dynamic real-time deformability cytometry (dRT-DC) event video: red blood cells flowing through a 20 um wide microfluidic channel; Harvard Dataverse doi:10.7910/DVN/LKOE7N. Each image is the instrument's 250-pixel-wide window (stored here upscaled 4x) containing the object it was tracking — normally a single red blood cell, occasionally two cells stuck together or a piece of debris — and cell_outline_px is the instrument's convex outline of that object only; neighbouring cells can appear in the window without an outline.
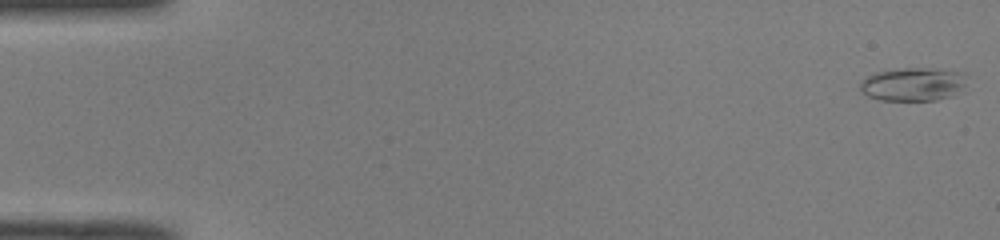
{"species": "common noctule bat (a hibernating species)", "species_latin": "Nyctalus noctula", "temperature_condition": "room temperature", "stored_images_in_passage": 50, "camera_frame_rate_fps": 3000, "um_per_image_px": 0.085, "animal": {"sex": "male", "body_mass_g": 19.0, "forearm_length_mm": 50.8}, "frame": {"image": 1, "passage_image": 1, "time_ms": 0.0, "image_size_px": [1000, 240], "cell_outline_px": [[964, 92], [952, 96], [936, 100], [880, 100], [868, 96], [860, 92], [860, 84], [868, 76], [876, 72], [900, 68], [920, 68], [964, 72]], "centroid_in_image_um": [77.62, 7.18], "position_along_channel_um": 7.4, "area_um2": 20.75}}
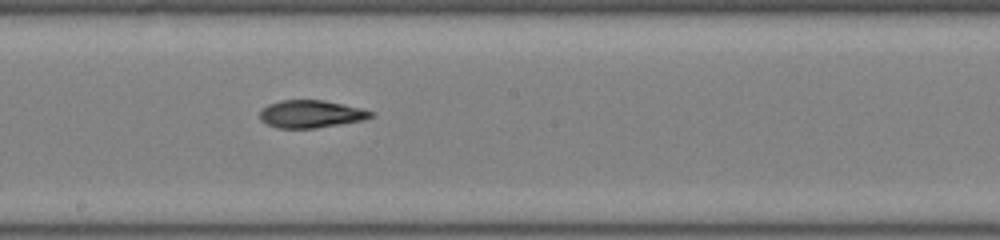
{"frame": {"image": 2, "passage_image": 28, "time_ms": 9.0, "image_size_px": [1000, 240], "cell_outline_px": [[376, 116], [364, 120], [316, 128], [276, 128], [260, 120], [260, 112], [268, 104], [280, 100], [324, 100], [360, 108], [376, 112]], "centroid_in_image_um": [26.47, 9.69], "position_along_channel_um": 221.7, "area_um2": 17.92}}
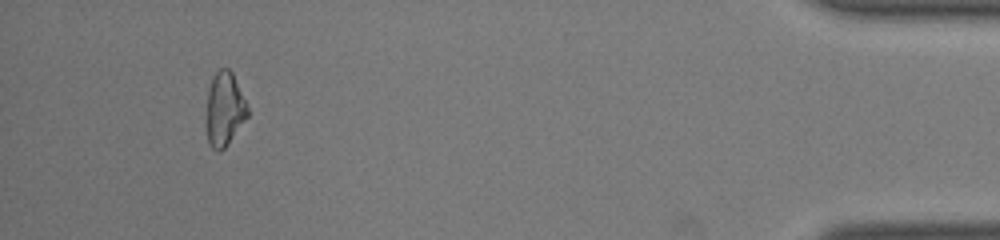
{"frame": {"image": 3, "passage_image": 47, "time_ms": 15.333, "image_size_px": [1000, 240], "cell_outline_px": [[248, 116], [228, 144], [220, 152], [216, 152], [208, 144], [208, 88], [212, 76], [220, 68], [228, 68], [232, 72], [248, 108]], "centroid_in_image_um": [19.09, 9.28], "position_along_channel_um": 416.1, "area_um2": 17.4}, "authors_computed_cell_mechanics": {"area_um2": 18.2648, "velocity_mm_per_s": 4.1086, "shape_relaxation_time_tau1_ms": null, "shape_relaxation_time_tau2_ms": 5.2557, "deformation_change_tau1": null, "deformation_change_tau2": 0.1407}}